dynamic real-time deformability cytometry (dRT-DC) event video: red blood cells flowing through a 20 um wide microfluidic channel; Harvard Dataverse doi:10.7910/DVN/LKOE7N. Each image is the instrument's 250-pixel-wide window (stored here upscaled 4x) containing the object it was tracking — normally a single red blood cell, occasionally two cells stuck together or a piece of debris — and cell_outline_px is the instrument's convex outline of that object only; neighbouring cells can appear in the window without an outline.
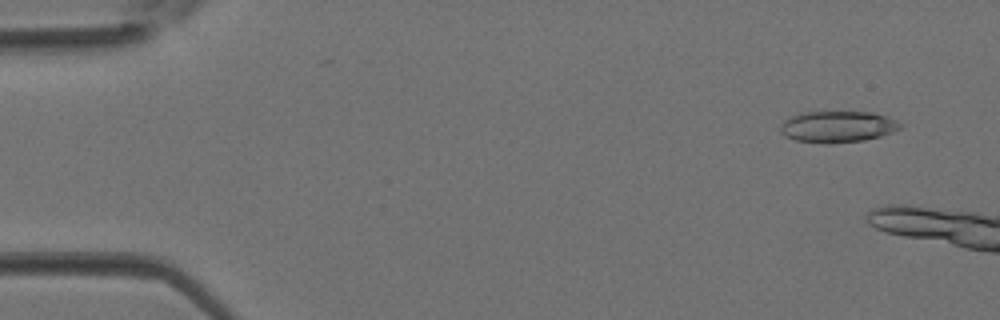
{"species": "Egyptian fruit bat (a non-hibernating species)", "species_latin": "Rousettus aegyptiacus", "temperature_condition": "room temperature", "stored_images_in_passage": 3, "camera_frame_rate_fps": 3000, "um_per_image_px": 0.085, "animal": {"sex": "female"}, "frame": {"image": 1, "passage_image": 1, "time_ms": 0.0, "image_size_px": [1000, 320], "cell_outline_px": [[904, 124], [900, 128], [892, 132], [880, 136], [864, 140], [828, 144], [824, 144], [796, 140], [784, 136], [780, 132], [780, 128], [784, 120], [792, 116], [804, 112], [872, 112], [888, 116]], "centroid_in_image_um": [71.21, 10.77], "position_along_channel_um": 13.8, "area_um2": 22.02}}